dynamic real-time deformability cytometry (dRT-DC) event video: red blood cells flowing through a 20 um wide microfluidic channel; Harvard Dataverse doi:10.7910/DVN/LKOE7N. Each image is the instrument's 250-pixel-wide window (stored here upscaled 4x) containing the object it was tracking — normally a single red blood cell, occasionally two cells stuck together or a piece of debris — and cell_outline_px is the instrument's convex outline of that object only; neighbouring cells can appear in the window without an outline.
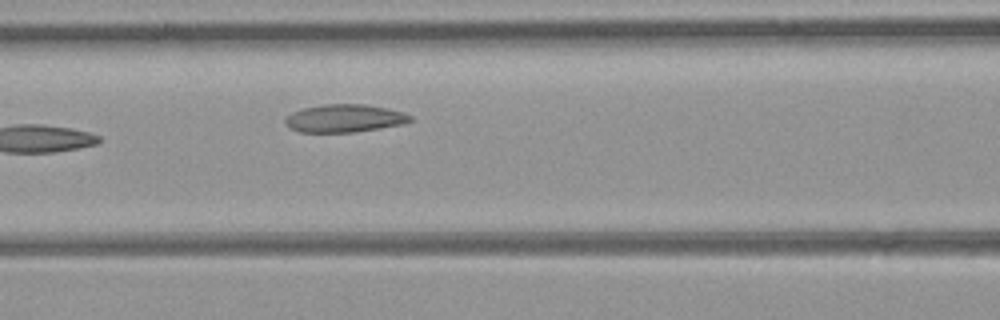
{"species": "common noctule bat (a hibernating species)", "species_latin": "Nyctalus noctula", "temperature_condition": "room temperature", "stored_images_in_passage": 4, "camera_frame_rate_fps": 3000, "um_per_image_px": 0.085, "animal": {"sex": "female", "body_mass_g": 21.9}, "frame": {"image": 1, "passage_image": 4, "time_ms": 1.0, "image_size_px": [1000, 320], "cell_outline_px": [[412, 120], [400, 124], [380, 128], [356, 132], [300, 132], [292, 128], [284, 120], [292, 112], [304, 108], [324, 104], [364, 104], [388, 108], [404, 112], [412, 116]], "centroid_in_image_um": [29.31, 10.05], "position_along_channel_um": 137.3, "area_um2": 20.11}}